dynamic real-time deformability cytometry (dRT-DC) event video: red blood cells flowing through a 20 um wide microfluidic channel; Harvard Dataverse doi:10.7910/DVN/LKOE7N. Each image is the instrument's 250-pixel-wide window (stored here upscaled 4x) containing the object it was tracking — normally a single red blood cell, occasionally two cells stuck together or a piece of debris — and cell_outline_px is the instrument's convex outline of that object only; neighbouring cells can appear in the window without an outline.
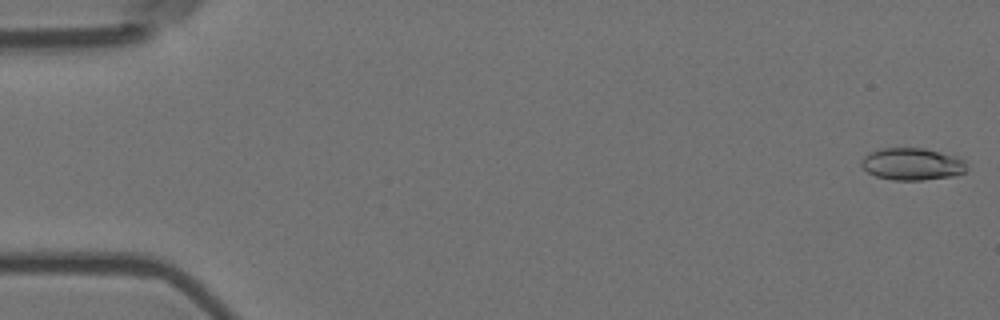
{"species": "Egyptian fruit bat (a non-hibernating species)", "species_latin": "Rousettus aegyptiacus", "temperature_condition": "room temperature", "stored_images_in_passage": 19, "camera_frame_rate_fps": 3000, "um_per_image_px": 0.085, "animal": {"sex": "female"}, "frame": {"image": 1, "passage_image": 1, "time_ms": 0.0, "image_size_px": [1000, 320], "cell_outline_px": [[964, 172], [952, 176], [924, 180], [892, 180], [876, 176], [868, 172], [860, 164], [860, 160], [868, 152], [880, 148], [924, 148], [956, 156], [964, 160]], "centroid_in_image_um": [77.47, 13.94], "position_along_channel_um": 7.5, "area_um2": 19.71}}
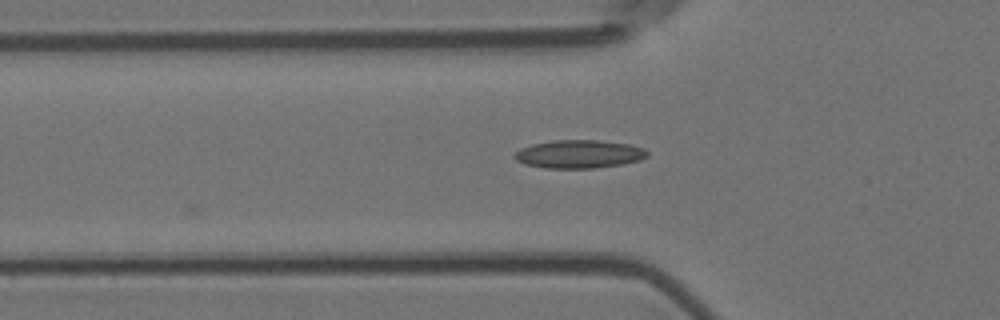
{"frame": {"image": 2, "passage_image": 19, "time_ms": 6.0, "image_size_px": [1000, 320], "cell_outline_px": [[648, 156], [640, 160], [624, 164], [596, 168], [544, 168], [524, 164], [516, 160], [512, 156], [520, 148], [532, 144], [552, 140], [600, 140], [628, 144], [644, 148], [648, 152]], "centroid_in_image_um": [49.21, 13.1], "position_along_channel_um": 76.6, "area_um2": 22.02}}